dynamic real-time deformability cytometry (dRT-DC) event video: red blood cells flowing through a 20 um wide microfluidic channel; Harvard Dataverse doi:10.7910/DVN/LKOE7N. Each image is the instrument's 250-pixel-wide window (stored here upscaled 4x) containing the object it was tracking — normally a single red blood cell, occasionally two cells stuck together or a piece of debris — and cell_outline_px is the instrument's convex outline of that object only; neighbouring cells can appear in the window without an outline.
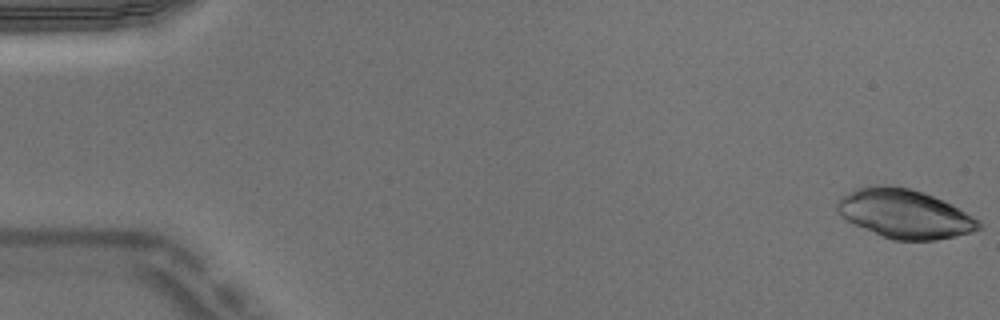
{"species": "Egyptian fruit bat (a non-hibernating species)", "species_latin": "Rousettus aegyptiacus", "temperature_condition": "warm", "stored_images_in_passage": 5, "camera_frame_rate_fps": 3000, "um_per_image_px": 0.085, "animal": {"sex": "male"}, "frame": {"image": 1, "passage_image": 1, "time_ms": 0.0, "image_size_px": [1000, 320], "cell_outline_px": [[980, 228], [968, 232], [936, 240], [896, 240], [884, 236], [844, 220], [836, 212], [836, 200], [840, 196], [860, 188], [908, 188], [924, 192], [944, 200], [952, 204], [980, 220]], "centroid_in_image_um": [76.88, 18.19], "position_along_channel_um": 8.1, "area_um2": 39.36}}